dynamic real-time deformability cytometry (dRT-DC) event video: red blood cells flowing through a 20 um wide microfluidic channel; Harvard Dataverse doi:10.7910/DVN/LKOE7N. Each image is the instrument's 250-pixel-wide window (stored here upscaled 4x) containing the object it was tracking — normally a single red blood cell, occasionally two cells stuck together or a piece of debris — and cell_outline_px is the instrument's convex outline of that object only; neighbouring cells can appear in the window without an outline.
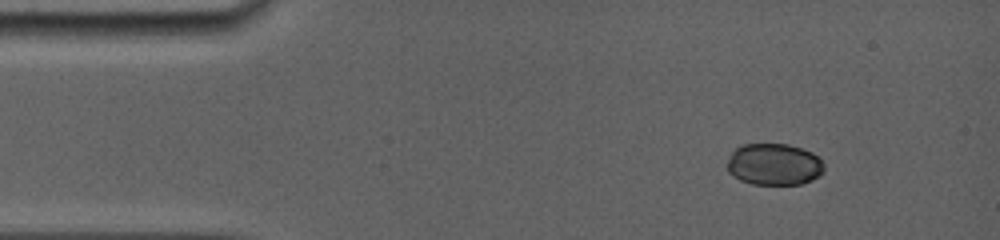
{"species": "common noctule bat (a hibernating species)", "species_latin": "Nyctalus noctula", "temperature_condition": "room temperature", "stored_images_in_passage": 3, "camera_frame_rate_fps": 5000, "um_per_image_px": 0.085, "animal": {"sex": "female", "body_mass_g": 19.0, "forearm_length_mm": 56.7}, "frame": {"image": 1, "passage_image": 1, "time_ms": 0.0, "image_size_px": [1000, 240], "cell_outline_px": [[824, 172], [820, 176], [812, 180], [800, 184], [752, 184], [740, 180], [732, 176], [728, 172], [724, 164], [732, 152], [740, 144], [788, 144], [812, 152], [824, 164]], "centroid_in_image_um": [65.76, 13.97], "position_along_channel_um": 19.2, "area_um2": 23.87}}